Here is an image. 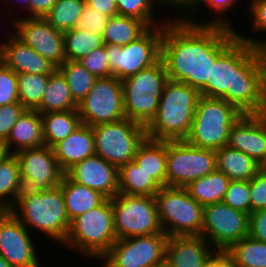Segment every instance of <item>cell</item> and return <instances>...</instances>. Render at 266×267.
Listing matches in <instances>:
<instances>
[{
    "label": "cell",
    "mask_w": 266,
    "mask_h": 267,
    "mask_svg": "<svg viewBox=\"0 0 266 267\" xmlns=\"http://www.w3.org/2000/svg\"><path fill=\"white\" fill-rule=\"evenodd\" d=\"M20 165L23 187L44 191L60 185L65 172L61 169L52 147L23 149L15 153Z\"/></svg>",
    "instance_id": "ac0fdd59"
},
{
    "label": "cell",
    "mask_w": 266,
    "mask_h": 267,
    "mask_svg": "<svg viewBox=\"0 0 266 267\" xmlns=\"http://www.w3.org/2000/svg\"><path fill=\"white\" fill-rule=\"evenodd\" d=\"M86 5L85 0H57L44 19L61 32L76 27Z\"/></svg>",
    "instance_id": "f35d334b"
},
{
    "label": "cell",
    "mask_w": 266,
    "mask_h": 267,
    "mask_svg": "<svg viewBox=\"0 0 266 267\" xmlns=\"http://www.w3.org/2000/svg\"><path fill=\"white\" fill-rule=\"evenodd\" d=\"M249 6V8H248ZM247 8L249 11L250 17L249 20H251V29L252 32H255L258 34L259 32H266V0H250L247 4ZM236 30V35L237 38L244 41L245 43L249 44L251 47L254 49L258 50L261 48L265 43H266V38L264 39H256V38H251L250 36H245V33H240L237 32Z\"/></svg>",
    "instance_id": "60d3db41"
},
{
    "label": "cell",
    "mask_w": 266,
    "mask_h": 267,
    "mask_svg": "<svg viewBox=\"0 0 266 267\" xmlns=\"http://www.w3.org/2000/svg\"><path fill=\"white\" fill-rule=\"evenodd\" d=\"M117 4V13L118 15L127 16V17H133L136 19H139L143 21L148 27H153L156 25H163L168 22V19L170 17H165L163 14V19L160 18V20L155 19V13L158 11L160 7L162 6L164 8H167L166 6H170V8H174L173 4L169 0H116ZM158 10H157V9ZM155 9V10H154ZM168 18V19H167ZM167 21H166V20Z\"/></svg>",
    "instance_id": "e575fe53"
},
{
    "label": "cell",
    "mask_w": 266,
    "mask_h": 267,
    "mask_svg": "<svg viewBox=\"0 0 266 267\" xmlns=\"http://www.w3.org/2000/svg\"><path fill=\"white\" fill-rule=\"evenodd\" d=\"M116 240L111 200L106 198L99 206L70 221L63 247L77 249L89 260H99Z\"/></svg>",
    "instance_id": "5b68a950"
},
{
    "label": "cell",
    "mask_w": 266,
    "mask_h": 267,
    "mask_svg": "<svg viewBox=\"0 0 266 267\" xmlns=\"http://www.w3.org/2000/svg\"><path fill=\"white\" fill-rule=\"evenodd\" d=\"M109 18V16L102 12L85 5L75 28L102 36Z\"/></svg>",
    "instance_id": "f6af8a7d"
},
{
    "label": "cell",
    "mask_w": 266,
    "mask_h": 267,
    "mask_svg": "<svg viewBox=\"0 0 266 267\" xmlns=\"http://www.w3.org/2000/svg\"><path fill=\"white\" fill-rule=\"evenodd\" d=\"M162 229L168 236H198L203 225V206L184 187L163 186L154 195Z\"/></svg>",
    "instance_id": "ba28073f"
},
{
    "label": "cell",
    "mask_w": 266,
    "mask_h": 267,
    "mask_svg": "<svg viewBox=\"0 0 266 267\" xmlns=\"http://www.w3.org/2000/svg\"><path fill=\"white\" fill-rule=\"evenodd\" d=\"M29 231L10 210L0 211V255L12 267H42Z\"/></svg>",
    "instance_id": "2e32d148"
},
{
    "label": "cell",
    "mask_w": 266,
    "mask_h": 267,
    "mask_svg": "<svg viewBox=\"0 0 266 267\" xmlns=\"http://www.w3.org/2000/svg\"><path fill=\"white\" fill-rule=\"evenodd\" d=\"M8 33L7 40L3 41L1 61L16 74L51 75L57 69L48 59L18 39L13 32Z\"/></svg>",
    "instance_id": "44dd1931"
},
{
    "label": "cell",
    "mask_w": 266,
    "mask_h": 267,
    "mask_svg": "<svg viewBox=\"0 0 266 267\" xmlns=\"http://www.w3.org/2000/svg\"><path fill=\"white\" fill-rule=\"evenodd\" d=\"M57 0H30L28 17H44Z\"/></svg>",
    "instance_id": "681fc988"
},
{
    "label": "cell",
    "mask_w": 266,
    "mask_h": 267,
    "mask_svg": "<svg viewBox=\"0 0 266 267\" xmlns=\"http://www.w3.org/2000/svg\"><path fill=\"white\" fill-rule=\"evenodd\" d=\"M42 146H44L42 118L37 110H26L12 127L7 140L2 144L4 151L8 154Z\"/></svg>",
    "instance_id": "cb8c5ba5"
},
{
    "label": "cell",
    "mask_w": 266,
    "mask_h": 267,
    "mask_svg": "<svg viewBox=\"0 0 266 267\" xmlns=\"http://www.w3.org/2000/svg\"><path fill=\"white\" fill-rule=\"evenodd\" d=\"M77 110L81 122L91 127L125 119L121 80L115 76L98 78Z\"/></svg>",
    "instance_id": "5bb4252c"
},
{
    "label": "cell",
    "mask_w": 266,
    "mask_h": 267,
    "mask_svg": "<svg viewBox=\"0 0 266 267\" xmlns=\"http://www.w3.org/2000/svg\"><path fill=\"white\" fill-rule=\"evenodd\" d=\"M239 0H183L175 9L178 10L179 13H181L182 11V16L183 15H191V16H183L181 17V15L179 16L182 20H185V21H189L193 24H213V25H222V26H227V27H230V28H234V26L232 25L231 23V20H229V18L224 15L227 11L228 13L231 12V9L233 6H235L236 8V5L238 3ZM205 6H204V5ZM201 5L203 7H206L208 8V10H210V13L214 12L213 15L215 14V16H213L212 18L209 17L210 19H208L207 21H202L200 20H194L193 16L192 15H197V17H202V16H198V12H200L201 9H199L201 7ZM190 11V13L188 14L186 11ZM217 11V13H215ZM184 12V14H183ZM186 12V14H185ZM197 13V14H196ZM221 13V14H220ZM191 17V18H190ZM193 18V19H192ZM229 20V21H228Z\"/></svg>",
    "instance_id": "d6a6232c"
},
{
    "label": "cell",
    "mask_w": 266,
    "mask_h": 267,
    "mask_svg": "<svg viewBox=\"0 0 266 267\" xmlns=\"http://www.w3.org/2000/svg\"><path fill=\"white\" fill-rule=\"evenodd\" d=\"M177 15L164 24L161 59L168 80L186 83L200 92L211 82L212 63L237 39L236 29L193 24Z\"/></svg>",
    "instance_id": "6da1fadb"
},
{
    "label": "cell",
    "mask_w": 266,
    "mask_h": 267,
    "mask_svg": "<svg viewBox=\"0 0 266 267\" xmlns=\"http://www.w3.org/2000/svg\"><path fill=\"white\" fill-rule=\"evenodd\" d=\"M173 6L176 8L183 0H169Z\"/></svg>",
    "instance_id": "680465c9"
},
{
    "label": "cell",
    "mask_w": 266,
    "mask_h": 267,
    "mask_svg": "<svg viewBox=\"0 0 266 267\" xmlns=\"http://www.w3.org/2000/svg\"><path fill=\"white\" fill-rule=\"evenodd\" d=\"M0 267H12L6 259L0 255Z\"/></svg>",
    "instance_id": "11a10c76"
},
{
    "label": "cell",
    "mask_w": 266,
    "mask_h": 267,
    "mask_svg": "<svg viewBox=\"0 0 266 267\" xmlns=\"http://www.w3.org/2000/svg\"><path fill=\"white\" fill-rule=\"evenodd\" d=\"M20 165L15 154L0 158V211L10 210L22 192Z\"/></svg>",
    "instance_id": "83f0119b"
},
{
    "label": "cell",
    "mask_w": 266,
    "mask_h": 267,
    "mask_svg": "<svg viewBox=\"0 0 266 267\" xmlns=\"http://www.w3.org/2000/svg\"><path fill=\"white\" fill-rule=\"evenodd\" d=\"M215 252L201 235L168 236L165 261L169 267H204Z\"/></svg>",
    "instance_id": "7402d4cb"
},
{
    "label": "cell",
    "mask_w": 266,
    "mask_h": 267,
    "mask_svg": "<svg viewBox=\"0 0 266 267\" xmlns=\"http://www.w3.org/2000/svg\"><path fill=\"white\" fill-rule=\"evenodd\" d=\"M248 236L254 240L266 243V209L249 214Z\"/></svg>",
    "instance_id": "c3c4849f"
},
{
    "label": "cell",
    "mask_w": 266,
    "mask_h": 267,
    "mask_svg": "<svg viewBox=\"0 0 266 267\" xmlns=\"http://www.w3.org/2000/svg\"><path fill=\"white\" fill-rule=\"evenodd\" d=\"M215 170L214 150L198 148L184 140L167 141L166 186L185 187Z\"/></svg>",
    "instance_id": "7c38bea8"
},
{
    "label": "cell",
    "mask_w": 266,
    "mask_h": 267,
    "mask_svg": "<svg viewBox=\"0 0 266 267\" xmlns=\"http://www.w3.org/2000/svg\"><path fill=\"white\" fill-rule=\"evenodd\" d=\"M6 2V4H8V6L10 5L11 6V3H13L17 8H18V6L17 5H22V8L25 10V12L27 11V13L29 12V5H30V0H16V2H15V0H9V1H7V0H5ZM8 2V3H7ZM10 2V3H9ZM17 3V4H15V3ZM19 3V4H18Z\"/></svg>",
    "instance_id": "f5cc1de1"
},
{
    "label": "cell",
    "mask_w": 266,
    "mask_h": 267,
    "mask_svg": "<svg viewBox=\"0 0 266 267\" xmlns=\"http://www.w3.org/2000/svg\"><path fill=\"white\" fill-rule=\"evenodd\" d=\"M161 186L134 161L118 168V193L154 196Z\"/></svg>",
    "instance_id": "1f68e13d"
},
{
    "label": "cell",
    "mask_w": 266,
    "mask_h": 267,
    "mask_svg": "<svg viewBox=\"0 0 266 267\" xmlns=\"http://www.w3.org/2000/svg\"><path fill=\"white\" fill-rule=\"evenodd\" d=\"M3 43H0V62H1V51H2Z\"/></svg>",
    "instance_id": "94428289"
},
{
    "label": "cell",
    "mask_w": 266,
    "mask_h": 267,
    "mask_svg": "<svg viewBox=\"0 0 266 267\" xmlns=\"http://www.w3.org/2000/svg\"><path fill=\"white\" fill-rule=\"evenodd\" d=\"M228 147L237 149L266 167V124L258 114H243L231 127Z\"/></svg>",
    "instance_id": "ffe728a7"
},
{
    "label": "cell",
    "mask_w": 266,
    "mask_h": 267,
    "mask_svg": "<svg viewBox=\"0 0 266 267\" xmlns=\"http://www.w3.org/2000/svg\"><path fill=\"white\" fill-rule=\"evenodd\" d=\"M167 141L146 138L138 147L133 161L161 187L166 186Z\"/></svg>",
    "instance_id": "4316f807"
},
{
    "label": "cell",
    "mask_w": 266,
    "mask_h": 267,
    "mask_svg": "<svg viewBox=\"0 0 266 267\" xmlns=\"http://www.w3.org/2000/svg\"><path fill=\"white\" fill-rule=\"evenodd\" d=\"M57 69L65 77L70 94L77 104L87 96L98 79L78 61L66 60Z\"/></svg>",
    "instance_id": "d590c367"
},
{
    "label": "cell",
    "mask_w": 266,
    "mask_h": 267,
    "mask_svg": "<svg viewBox=\"0 0 266 267\" xmlns=\"http://www.w3.org/2000/svg\"><path fill=\"white\" fill-rule=\"evenodd\" d=\"M10 211L28 230L35 228L54 243L64 244L70 220L60 185L44 191L23 187Z\"/></svg>",
    "instance_id": "3957f363"
},
{
    "label": "cell",
    "mask_w": 266,
    "mask_h": 267,
    "mask_svg": "<svg viewBox=\"0 0 266 267\" xmlns=\"http://www.w3.org/2000/svg\"><path fill=\"white\" fill-rule=\"evenodd\" d=\"M150 267H169L168 263L166 261H163L160 264L154 265V266H150Z\"/></svg>",
    "instance_id": "6f0895ef"
},
{
    "label": "cell",
    "mask_w": 266,
    "mask_h": 267,
    "mask_svg": "<svg viewBox=\"0 0 266 267\" xmlns=\"http://www.w3.org/2000/svg\"><path fill=\"white\" fill-rule=\"evenodd\" d=\"M204 267H237L226 251H216L205 263Z\"/></svg>",
    "instance_id": "816d5d0a"
},
{
    "label": "cell",
    "mask_w": 266,
    "mask_h": 267,
    "mask_svg": "<svg viewBox=\"0 0 266 267\" xmlns=\"http://www.w3.org/2000/svg\"><path fill=\"white\" fill-rule=\"evenodd\" d=\"M251 212L266 209V167L250 180Z\"/></svg>",
    "instance_id": "7dc6e473"
},
{
    "label": "cell",
    "mask_w": 266,
    "mask_h": 267,
    "mask_svg": "<svg viewBox=\"0 0 266 267\" xmlns=\"http://www.w3.org/2000/svg\"><path fill=\"white\" fill-rule=\"evenodd\" d=\"M226 253L237 267H266V243L249 236L233 243Z\"/></svg>",
    "instance_id": "8d00e7d4"
},
{
    "label": "cell",
    "mask_w": 266,
    "mask_h": 267,
    "mask_svg": "<svg viewBox=\"0 0 266 267\" xmlns=\"http://www.w3.org/2000/svg\"><path fill=\"white\" fill-rule=\"evenodd\" d=\"M64 48L67 60L77 61L90 51L104 45L101 35L73 28L63 32Z\"/></svg>",
    "instance_id": "ab89813d"
},
{
    "label": "cell",
    "mask_w": 266,
    "mask_h": 267,
    "mask_svg": "<svg viewBox=\"0 0 266 267\" xmlns=\"http://www.w3.org/2000/svg\"><path fill=\"white\" fill-rule=\"evenodd\" d=\"M44 145L52 147L66 139L81 124L78 110L41 114Z\"/></svg>",
    "instance_id": "f546056e"
},
{
    "label": "cell",
    "mask_w": 266,
    "mask_h": 267,
    "mask_svg": "<svg viewBox=\"0 0 266 267\" xmlns=\"http://www.w3.org/2000/svg\"><path fill=\"white\" fill-rule=\"evenodd\" d=\"M6 152L4 151L2 145L0 144V158L5 154Z\"/></svg>",
    "instance_id": "91938a15"
},
{
    "label": "cell",
    "mask_w": 266,
    "mask_h": 267,
    "mask_svg": "<svg viewBox=\"0 0 266 267\" xmlns=\"http://www.w3.org/2000/svg\"><path fill=\"white\" fill-rule=\"evenodd\" d=\"M149 27L141 20L122 15L109 18L102 35L103 43L125 46L140 37Z\"/></svg>",
    "instance_id": "836d02e7"
},
{
    "label": "cell",
    "mask_w": 266,
    "mask_h": 267,
    "mask_svg": "<svg viewBox=\"0 0 266 267\" xmlns=\"http://www.w3.org/2000/svg\"><path fill=\"white\" fill-rule=\"evenodd\" d=\"M242 116L243 113L224 99L201 95L184 141L198 148L216 151L227 145L231 127Z\"/></svg>",
    "instance_id": "8992f818"
},
{
    "label": "cell",
    "mask_w": 266,
    "mask_h": 267,
    "mask_svg": "<svg viewBox=\"0 0 266 267\" xmlns=\"http://www.w3.org/2000/svg\"><path fill=\"white\" fill-rule=\"evenodd\" d=\"M12 22L13 34L23 43L32 47L57 68L66 60L63 32L54 28L44 17L17 18Z\"/></svg>",
    "instance_id": "e0dca14e"
},
{
    "label": "cell",
    "mask_w": 266,
    "mask_h": 267,
    "mask_svg": "<svg viewBox=\"0 0 266 267\" xmlns=\"http://www.w3.org/2000/svg\"><path fill=\"white\" fill-rule=\"evenodd\" d=\"M95 155L119 168L133 161L138 147L147 138L146 126L128 118L92 126Z\"/></svg>",
    "instance_id": "9c48e42d"
},
{
    "label": "cell",
    "mask_w": 266,
    "mask_h": 267,
    "mask_svg": "<svg viewBox=\"0 0 266 267\" xmlns=\"http://www.w3.org/2000/svg\"><path fill=\"white\" fill-rule=\"evenodd\" d=\"M27 109L20 103L0 106V144L2 145L11 132L12 127Z\"/></svg>",
    "instance_id": "bcb514c9"
},
{
    "label": "cell",
    "mask_w": 266,
    "mask_h": 267,
    "mask_svg": "<svg viewBox=\"0 0 266 267\" xmlns=\"http://www.w3.org/2000/svg\"><path fill=\"white\" fill-rule=\"evenodd\" d=\"M16 76L20 104L27 110H36L41 104L50 75L19 73Z\"/></svg>",
    "instance_id": "74e56055"
},
{
    "label": "cell",
    "mask_w": 266,
    "mask_h": 267,
    "mask_svg": "<svg viewBox=\"0 0 266 267\" xmlns=\"http://www.w3.org/2000/svg\"><path fill=\"white\" fill-rule=\"evenodd\" d=\"M168 235L156 233L117 239L98 260L107 267H150L165 261Z\"/></svg>",
    "instance_id": "4fadbf2b"
},
{
    "label": "cell",
    "mask_w": 266,
    "mask_h": 267,
    "mask_svg": "<svg viewBox=\"0 0 266 267\" xmlns=\"http://www.w3.org/2000/svg\"><path fill=\"white\" fill-rule=\"evenodd\" d=\"M86 5L112 17L118 15L116 0H85Z\"/></svg>",
    "instance_id": "f907efd6"
},
{
    "label": "cell",
    "mask_w": 266,
    "mask_h": 267,
    "mask_svg": "<svg viewBox=\"0 0 266 267\" xmlns=\"http://www.w3.org/2000/svg\"><path fill=\"white\" fill-rule=\"evenodd\" d=\"M163 25L149 27L140 37L125 46L105 44L112 76L123 80L161 59Z\"/></svg>",
    "instance_id": "8fae6325"
},
{
    "label": "cell",
    "mask_w": 266,
    "mask_h": 267,
    "mask_svg": "<svg viewBox=\"0 0 266 267\" xmlns=\"http://www.w3.org/2000/svg\"><path fill=\"white\" fill-rule=\"evenodd\" d=\"M78 104L73 100L65 77L56 69L49 77L48 85L40 106V114L77 110Z\"/></svg>",
    "instance_id": "4dcf8cb0"
},
{
    "label": "cell",
    "mask_w": 266,
    "mask_h": 267,
    "mask_svg": "<svg viewBox=\"0 0 266 267\" xmlns=\"http://www.w3.org/2000/svg\"><path fill=\"white\" fill-rule=\"evenodd\" d=\"M200 95L222 98L243 114H259L266 107L259 51L237 38L212 63L211 82H207Z\"/></svg>",
    "instance_id": "7a4b0ae2"
},
{
    "label": "cell",
    "mask_w": 266,
    "mask_h": 267,
    "mask_svg": "<svg viewBox=\"0 0 266 267\" xmlns=\"http://www.w3.org/2000/svg\"><path fill=\"white\" fill-rule=\"evenodd\" d=\"M215 155L216 170L231 181H250L263 168L253 158L228 146L216 150Z\"/></svg>",
    "instance_id": "d4e9b609"
},
{
    "label": "cell",
    "mask_w": 266,
    "mask_h": 267,
    "mask_svg": "<svg viewBox=\"0 0 266 267\" xmlns=\"http://www.w3.org/2000/svg\"><path fill=\"white\" fill-rule=\"evenodd\" d=\"M230 182L231 180L225 174L215 170L189 182L184 188L193 199L204 207L222 202Z\"/></svg>",
    "instance_id": "f1b7e54d"
},
{
    "label": "cell",
    "mask_w": 266,
    "mask_h": 267,
    "mask_svg": "<svg viewBox=\"0 0 266 267\" xmlns=\"http://www.w3.org/2000/svg\"><path fill=\"white\" fill-rule=\"evenodd\" d=\"M60 187L64 196L66 214L70 221L99 206L106 199L100 192L72 181L66 174Z\"/></svg>",
    "instance_id": "484cf974"
},
{
    "label": "cell",
    "mask_w": 266,
    "mask_h": 267,
    "mask_svg": "<svg viewBox=\"0 0 266 267\" xmlns=\"http://www.w3.org/2000/svg\"><path fill=\"white\" fill-rule=\"evenodd\" d=\"M65 174L72 181L100 192L107 199L118 194V168L98 155L74 164Z\"/></svg>",
    "instance_id": "d6986e66"
},
{
    "label": "cell",
    "mask_w": 266,
    "mask_h": 267,
    "mask_svg": "<svg viewBox=\"0 0 266 267\" xmlns=\"http://www.w3.org/2000/svg\"><path fill=\"white\" fill-rule=\"evenodd\" d=\"M168 75L164 61L121 80L125 117L147 126L156 116Z\"/></svg>",
    "instance_id": "52a82bcc"
},
{
    "label": "cell",
    "mask_w": 266,
    "mask_h": 267,
    "mask_svg": "<svg viewBox=\"0 0 266 267\" xmlns=\"http://www.w3.org/2000/svg\"><path fill=\"white\" fill-rule=\"evenodd\" d=\"M258 115L262 118V120H263V121L265 122V124H266V107H265V109H264L263 111H261Z\"/></svg>",
    "instance_id": "9f6ffc18"
},
{
    "label": "cell",
    "mask_w": 266,
    "mask_h": 267,
    "mask_svg": "<svg viewBox=\"0 0 266 267\" xmlns=\"http://www.w3.org/2000/svg\"><path fill=\"white\" fill-rule=\"evenodd\" d=\"M20 103L16 73L0 62V106Z\"/></svg>",
    "instance_id": "ee69618b"
},
{
    "label": "cell",
    "mask_w": 266,
    "mask_h": 267,
    "mask_svg": "<svg viewBox=\"0 0 266 267\" xmlns=\"http://www.w3.org/2000/svg\"><path fill=\"white\" fill-rule=\"evenodd\" d=\"M77 61L97 78H106L112 76L105 51V44L90 51L86 56L81 57Z\"/></svg>",
    "instance_id": "7bdbcfd3"
},
{
    "label": "cell",
    "mask_w": 266,
    "mask_h": 267,
    "mask_svg": "<svg viewBox=\"0 0 266 267\" xmlns=\"http://www.w3.org/2000/svg\"><path fill=\"white\" fill-rule=\"evenodd\" d=\"M110 200L117 239L164 233L154 196L118 193Z\"/></svg>",
    "instance_id": "30bf717a"
},
{
    "label": "cell",
    "mask_w": 266,
    "mask_h": 267,
    "mask_svg": "<svg viewBox=\"0 0 266 267\" xmlns=\"http://www.w3.org/2000/svg\"><path fill=\"white\" fill-rule=\"evenodd\" d=\"M52 149L64 172L74 164L95 155L94 134L91 126L82 123L66 139L54 144Z\"/></svg>",
    "instance_id": "603a6c76"
},
{
    "label": "cell",
    "mask_w": 266,
    "mask_h": 267,
    "mask_svg": "<svg viewBox=\"0 0 266 267\" xmlns=\"http://www.w3.org/2000/svg\"><path fill=\"white\" fill-rule=\"evenodd\" d=\"M200 96L194 87L168 80L156 116L146 126L147 138L157 141L185 140Z\"/></svg>",
    "instance_id": "277c9868"
},
{
    "label": "cell",
    "mask_w": 266,
    "mask_h": 267,
    "mask_svg": "<svg viewBox=\"0 0 266 267\" xmlns=\"http://www.w3.org/2000/svg\"><path fill=\"white\" fill-rule=\"evenodd\" d=\"M249 234V214L219 202L204 206L203 236L216 251H226Z\"/></svg>",
    "instance_id": "9a60e30c"
},
{
    "label": "cell",
    "mask_w": 266,
    "mask_h": 267,
    "mask_svg": "<svg viewBox=\"0 0 266 267\" xmlns=\"http://www.w3.org/2000/svg\"><path fill=\"white\" fill-rule=\"evenodd\" d=\"M222 202L233 209L250 214V181H231Z\"/></svg>",
    "instance_id": "b9f144b4"
},
{
    "label": "cell",
    "mask_w": 266,
    "mask_h": 267,
    "mask_svg": "<svg viewBox=\"0 0 266 267\" xmlns=\"http://www.w3.org/2000/svg\"><path fill=\"white\" fill-rule=\"evenodd\" d=\"M264 68V81L266 86V43L258 49Z\"/></svg>",
    "instance_id": "db71d44e"
}]
</instances>
